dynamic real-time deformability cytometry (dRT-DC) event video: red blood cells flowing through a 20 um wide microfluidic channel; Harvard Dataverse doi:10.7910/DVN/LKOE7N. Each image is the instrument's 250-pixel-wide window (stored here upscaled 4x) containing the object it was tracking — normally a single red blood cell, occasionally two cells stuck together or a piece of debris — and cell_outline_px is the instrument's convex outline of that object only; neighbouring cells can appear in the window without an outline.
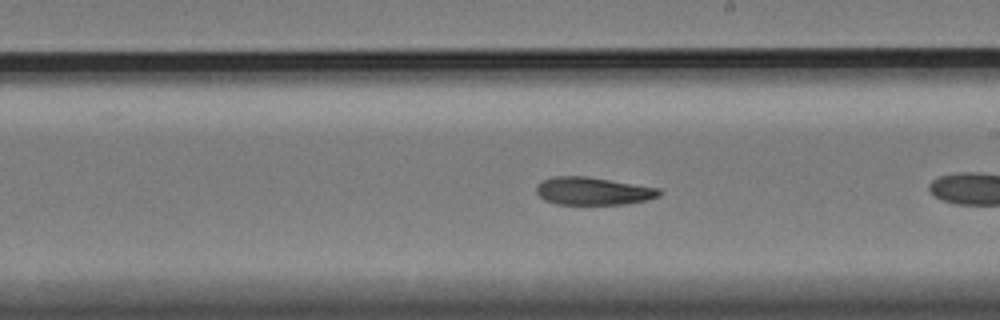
{"species": "Egyptian fruit bat (a non-hibernating species)", "species_latin": "Rousettus aegyptiacus", "temperature_condition": "cold", "stored_images_in_passage": 20, "camera_frame_rate_fps": 3000, "um_per_image_px": 0.085, "animal": {"sex": "female"}, "frame": {"image": 1, "passage_image": 17, "time_ms": 5.333, "image_size_px": [1000, 320], "cell_outline_px": [[664, 192], [660, 196], [648, 200], [628, 204], [556, 204], [544, 200], [536, 192], [536, 184], [544, 180], [556, 176], [588, 176], [660, 188]], "centroid_in_image_um": [50.46, 16.24], "position_along_channel_um": 238.5, "area_um2": 20.11}}